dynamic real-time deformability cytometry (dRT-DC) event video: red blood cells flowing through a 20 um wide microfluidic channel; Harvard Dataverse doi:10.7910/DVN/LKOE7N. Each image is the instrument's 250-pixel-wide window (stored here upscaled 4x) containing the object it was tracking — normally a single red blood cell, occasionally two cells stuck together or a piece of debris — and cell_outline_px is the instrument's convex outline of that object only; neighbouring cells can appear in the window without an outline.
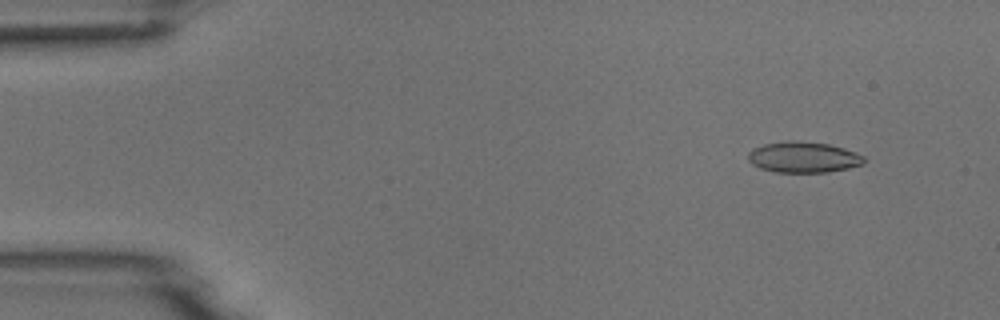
{"species": "common noctule bat (a hibernating species)", "species_latin": "Nyctalus noctula", "temperature_condition": "room temperature", "stored_images_in_passage": 4, "camera_frame_rate_fps": 3000, "um_per_image_px": 0.085, "animal": {"sex": "male", "body_mass_g": 18.8}, "frame": {"image": 1, "passage_image": 2, "time_ms": 1.333, "image_size_px": [1000, 320], "cell_outline_px": [[864, 160], [860, 164], [848, 168], [828, 172], [776, 172], [760, 168], [752, 164], [748, 160], [748, 152], [752, 148], [764, 144], [788, 140], [792, 140], [828, 144], [844, 148], [864, 156]], "centroid_in_image_um": [68.24, 13.36], "position_along_channel_um": 16.8, "area_um2": 20.75}}